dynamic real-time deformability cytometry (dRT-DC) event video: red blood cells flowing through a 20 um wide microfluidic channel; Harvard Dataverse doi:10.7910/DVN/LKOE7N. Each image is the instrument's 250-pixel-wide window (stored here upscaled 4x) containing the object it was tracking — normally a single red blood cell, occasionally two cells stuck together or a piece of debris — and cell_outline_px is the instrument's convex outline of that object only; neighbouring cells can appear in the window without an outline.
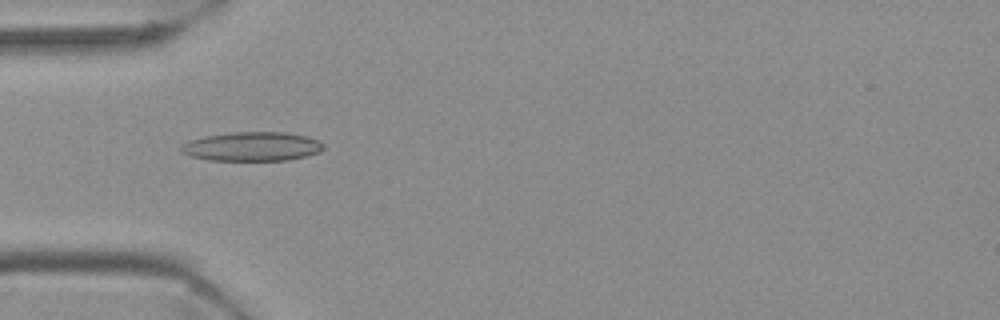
{"species": "Egyptian fruit bat (a non-hibernating species)", "species_latin": "Rousettus aegyptiacus", "temperature_condition": "cold", "stored_images_in_passage": 5, "camera_frame_rate_fps": 3000, "um_per_image_px": 0.085, "frame": {"image": 1, "passage_image": 4, "time_ms": 1.0, "image_size_px": [1000, 320], "cell_outline_px": [[324, 148], [320, 152], [288, 160], [208, 160], [192, 156], [180, 152], [180, 148], [188, 140], [204, 136], [232, 132], [284, 132], [304, 136], [320, 140], [324, 144]], "centroid_in_image_um": [21.42, 12.45], "position_along_channel_um": 63.6, "area_um2": 24.1}}
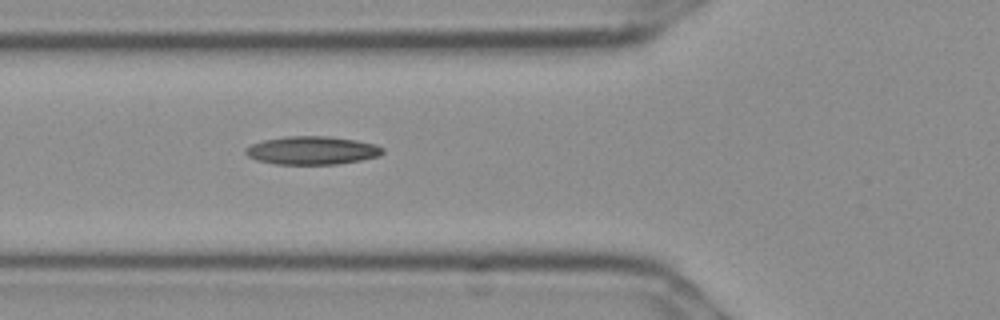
{"frame": {"image": 2, "passage_image": 5, "time_ms": 1.333, "image_size_px": [1000, 320], "cell_outline_px": [[384, 152], [380, 156], [360, 160], [336, 164], [272, 164], [256, 160], [248, 156], [244, 152], [244, 148], [252, 144], [264, 140], [284, 136], [328, 136], [356, 140], [376, 144], [384, 148]], "centroid_in_image_um": [26.52, 12.78], "position_along_channel_um": 99.3, "area_um2": 22.72}}